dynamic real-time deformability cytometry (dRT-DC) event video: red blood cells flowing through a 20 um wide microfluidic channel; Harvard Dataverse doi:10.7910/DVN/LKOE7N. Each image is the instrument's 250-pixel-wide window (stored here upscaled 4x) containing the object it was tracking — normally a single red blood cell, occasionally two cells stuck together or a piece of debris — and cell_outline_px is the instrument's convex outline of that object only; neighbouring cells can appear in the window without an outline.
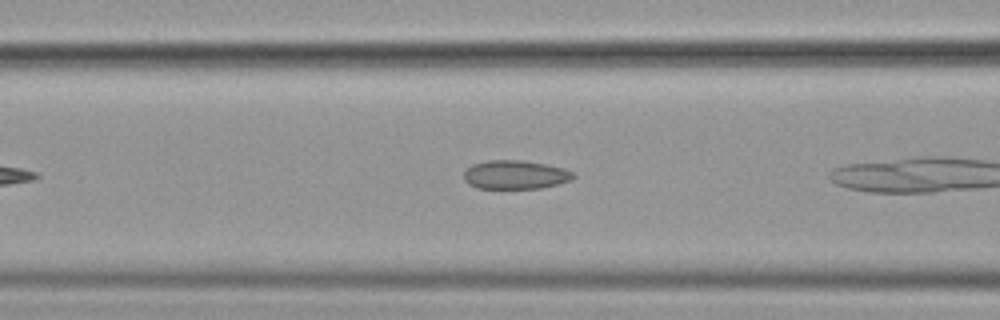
{"species": "common noctule bat (a hibernating species)", "species_latin": "Nyctalus noctula", "temperature_condition": "cold", "stored_images_in_passage": 6, "camera_frame_rate_fps": 3000, "um_per_image_px": 0.085, "animal": {"sex": "female", "body_mass_g": 19.9}, "frame": {"image": 1, "passage_image": 5, "time_ms": 1.333, "image_size_px": [1000, 320], "cell_outline_px": [[576, 176], [572, 180], [540, 188], [476, 188], [468, 184], [464, 180], [464, 172], [472, 164], [488, 160], [520, 160], [544, 164], [564, 168], [572, 172]], "centroid_in_image_um": [43.78, 14.85], "position_along_channel_um": 122.8, "area_um2": 18.26}}